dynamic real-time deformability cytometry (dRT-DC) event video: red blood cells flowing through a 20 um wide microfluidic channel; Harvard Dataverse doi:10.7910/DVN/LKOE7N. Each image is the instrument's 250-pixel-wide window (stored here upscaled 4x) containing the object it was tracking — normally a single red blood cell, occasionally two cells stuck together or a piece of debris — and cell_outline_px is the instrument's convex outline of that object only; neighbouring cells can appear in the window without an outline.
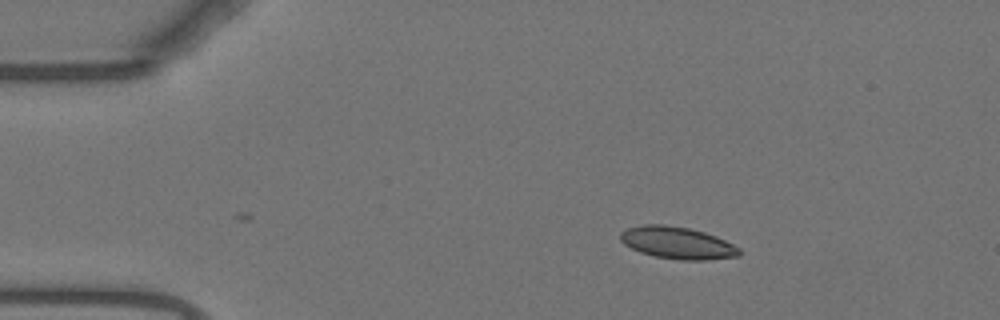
{"species": "Egyptian fruit bat (a non-hibernating species)", "species_latin": "Rousettus aegyptiacus", "temperature_condition": "warm", "stored_images_in_passage": 41, "camera_frame_rate_fps": 3000, "um_per_image_px": 0.085, "animal": {"sex": "female"}, "frame": {"image": 1, "passage_image": 1, "time_ms": 0.0, "image_size_px": [1000, 320], "cell_outline_px": [[740, 256], [708, 260], [680, 260], [656, 256], [640, 252], [624, 244], [620, 240], [620, 232], [628, 228], [644, 224], [664, 224], [688, 228], [704, 232], [716, 236], [740, 248]], "centroid_in_image_um": [57.58, 20.64], "position_along_channel_um": 27.4, "area_um2": 22.2}}
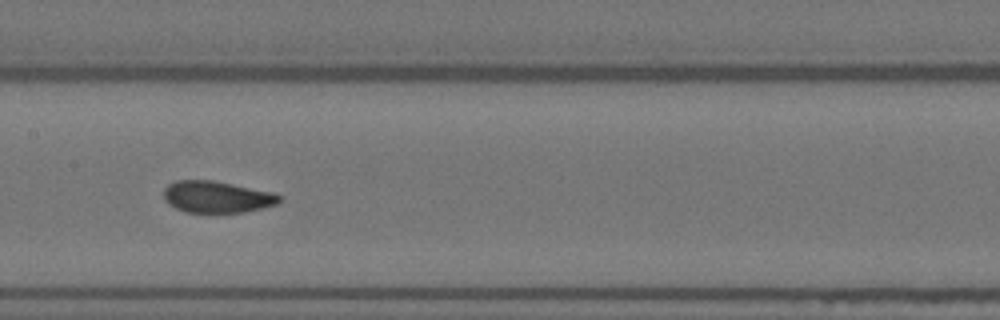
{"frame": {"image": 2, "passage_image": 19, "time_ms": 6.0, "image_size_px": [1000, 320], "cell_outline_px": [[280, 200], [276, 204], [244, 212], [184, 212], [168, 204], [164, 200], [164, 188], [168, 184], [176, 180], [212, 180], [272, 192], [280, 196]], "centroid_in_image_um": [18.37, 16.73], "position_along_channel_um": 189.0, "area_um2": 21.15}}
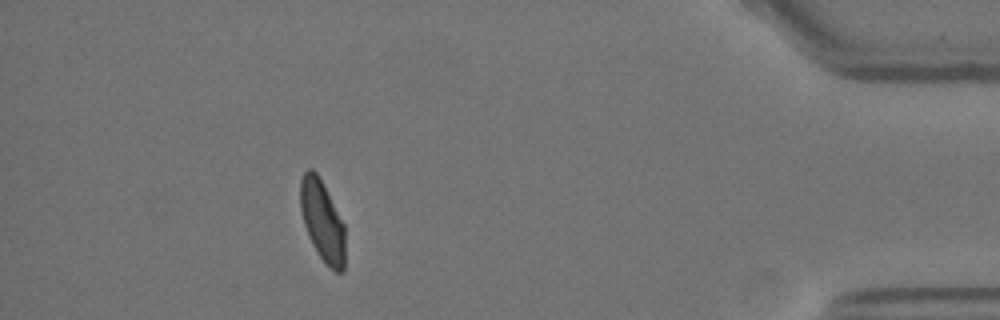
{"frame": {"image": 3, "passage_image": 41, "time_ms": 13.333, "image_size_px": [1000, 320], "cell_outline_px": [[344, 272], [336, 272], [316, 252], [304, 224], [300, 208], [300, 180], [304, 172], [308, 168], [312, 168], [316, 172], [344, 224]], "centroid_in_image_um": [27.38, 18.76], "position_along_channel_um": 407.8, "area_um2": 20.63}, "authors_computed_cell_mechanics": {"area_um2": 22.0218, "velocity_mm_per_s": 3.7069, "shape_relaxation_time_tau1_ms": 6.7133, "shape_relaxation_time_tau2_ms": 0.7827, "deformation_change_tau1": 0.1865, "deformation_change_tau2": 0.056}}